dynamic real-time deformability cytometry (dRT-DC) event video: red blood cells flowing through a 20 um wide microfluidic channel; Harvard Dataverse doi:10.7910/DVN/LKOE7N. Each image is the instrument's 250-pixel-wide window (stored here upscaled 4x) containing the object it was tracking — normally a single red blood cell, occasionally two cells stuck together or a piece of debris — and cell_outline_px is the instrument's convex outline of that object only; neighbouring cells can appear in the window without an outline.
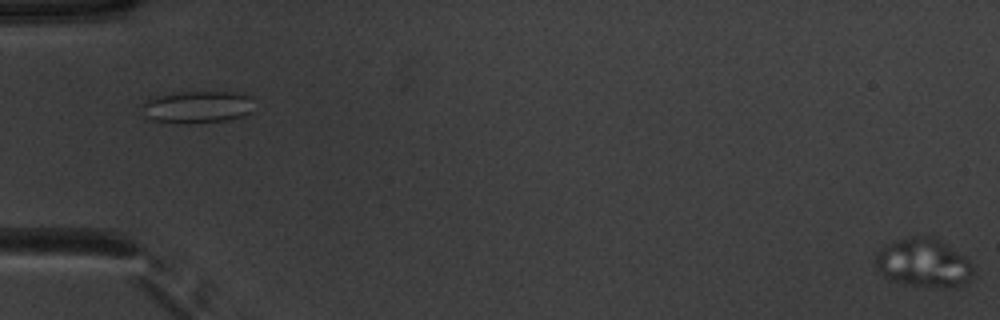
{"species": "common noctule bat (a hibernating species)", "species_latin": "Nyctalus noctula", "temperature_condition": "warm", "stored_images_in_passage": 8, "camera_frame_rate_fps": 3000, "um_per_image_px": 0.085, "animal": {"sex": "male", "body_mass_g": 20.1, "forearm_length_mm": 53.5}, "frame": {"image": 1, "passage_image": 1, "time_ms": 0.0, "image_size_px": [1000, 320], "cell_outline_px": [[972, 276], [968, 280], [960, 284], [948, 288], [916, 288], [888, 280], [880, 272], [876, 264], [876, 252], [880, 248], [896, 240], [912, 236], [932, 236], [940, 240], [964, 256], [968, 260], [972, 268]], "centroid_in_image_um": [78.46, 22.38], "position_along_channel_um": 6.5, "area_um2": 27.98}}